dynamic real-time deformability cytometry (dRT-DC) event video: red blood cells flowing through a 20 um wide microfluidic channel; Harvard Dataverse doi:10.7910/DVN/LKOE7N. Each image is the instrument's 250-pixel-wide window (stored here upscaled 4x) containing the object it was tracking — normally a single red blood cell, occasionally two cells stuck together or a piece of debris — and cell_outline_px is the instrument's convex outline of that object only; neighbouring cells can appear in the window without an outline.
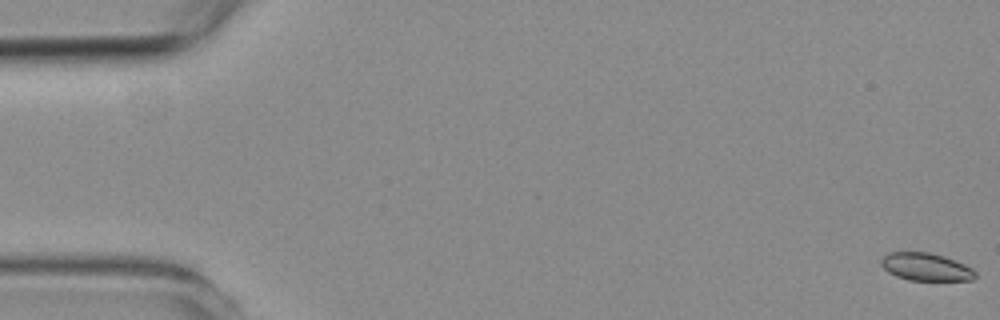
{"species": "common noctule bat (a hibernating species)", "species_latin": "Nyctalus noctula", "temperature_condition": "room temperature", "stored_images_in_passage": 5, "camera_frame_rate_fps": 3000, "um_per_image_px": 0.085, "animal": {"sex": "female", "body_mass_g": 19.3, "forearm_length_mm": 54.1}, "frame": {"image": 1, "passage_image": 1, "time_ms": 0.0, "image_size_px": [1000, 320], "cell_outline_px": [[976, 276], [972, 280], [908, 280], [896, 276], [888, 272], [880, 264], [880, 260], [888, 252], [928, 252], [944, 256], [964, 264], [972, 268], [976, 272]], "centroid_in_image_um": [78.69, 22.68], "position_along_channel_um": 6.3, "area_um2": 15.2}}